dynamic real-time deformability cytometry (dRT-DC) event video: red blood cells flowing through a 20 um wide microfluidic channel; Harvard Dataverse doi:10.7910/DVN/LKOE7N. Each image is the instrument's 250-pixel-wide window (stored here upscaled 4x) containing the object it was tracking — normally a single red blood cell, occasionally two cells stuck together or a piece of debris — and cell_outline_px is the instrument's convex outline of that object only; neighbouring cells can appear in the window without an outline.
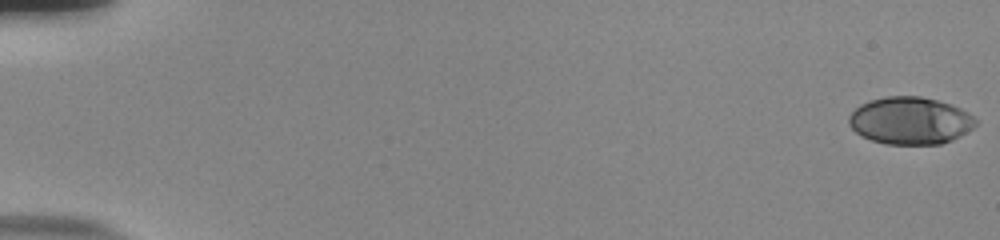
{"species": "human", "species_latin": "Homo sapiens", "temperature_condition": "room temperature", "stored_images_in_passage": 54, "camera_frame_rate_fps": 3000, "um_per_image_px": 0.085, "donor": {"sex": "male"}, "frame": {"image": 1, "passage_image": 1, "time_ms": 0.0, "image_size_px": [1000, 240], "cell_outline_px": [[976, 124], [972, 128], [960, 136], [952, 140], [940, 144], [884, 144], [872, 140], [856, 132], [848, 124], [848, 116], [860, 104], [868, 100], [884, 96], [920, 96], [952, 104], [968, 112], [976, 120]], "centroid_in_image_um": [77.35, 10.25], "position_along_channel_um": 7.7, "area_um2": 35.03}}
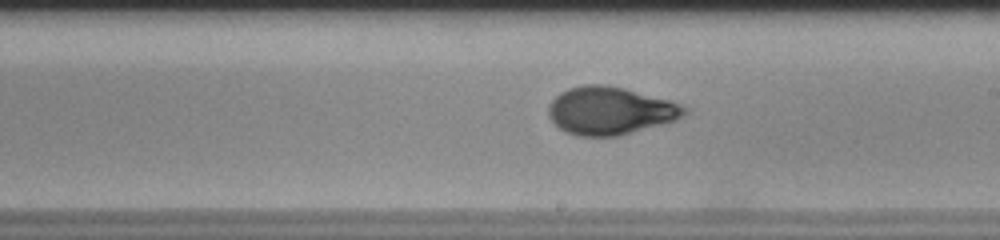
{"frame": {"image": 2, "passage_image": 34, "time_ms": 11.0, "image_size_px": [1000, 240], "cell_outline_px": [[688, 112], [684, 116], [676, 120], [632, 132], [616, 136], [580, 136], [568, 132], [560, 128], [548, 116], [548, 104], [560, 92], [568, 88], [584, 84], [604, 84], [624, 88], [672, 100], [688, 108]], "centroid_in_image_um": [51.88, 9.39], "position_along_channel_um": 237.1, "area_um2": 37.92}}
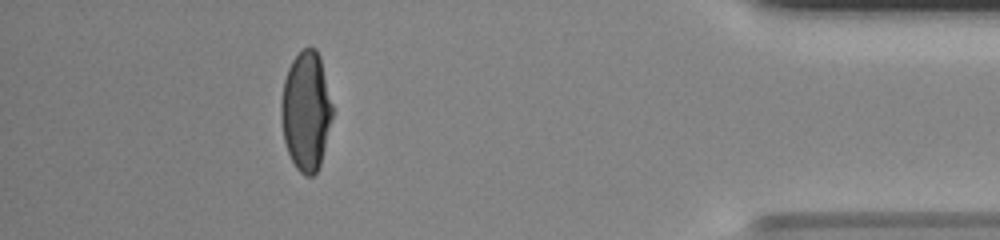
{"frame": {"image": 3, "passage_image": 51, "time_ms": 16.667, "image_size_px": [1000, 240], "cell_outline_px": [[332, 116], [320, 164], [316, 172], [312, 176], [304, 176], [296, 168], [288, 152], [284, 140], [280, 116], [280, 100], [284, 80], [288, 68], [292, 60], [308, 44], [316, 48], [320, 56], [332, 104]], "centroid_in_image_um": [25.99, 9.41], "position_along_channel_um": 409.2, "area_um2": 35.6}}